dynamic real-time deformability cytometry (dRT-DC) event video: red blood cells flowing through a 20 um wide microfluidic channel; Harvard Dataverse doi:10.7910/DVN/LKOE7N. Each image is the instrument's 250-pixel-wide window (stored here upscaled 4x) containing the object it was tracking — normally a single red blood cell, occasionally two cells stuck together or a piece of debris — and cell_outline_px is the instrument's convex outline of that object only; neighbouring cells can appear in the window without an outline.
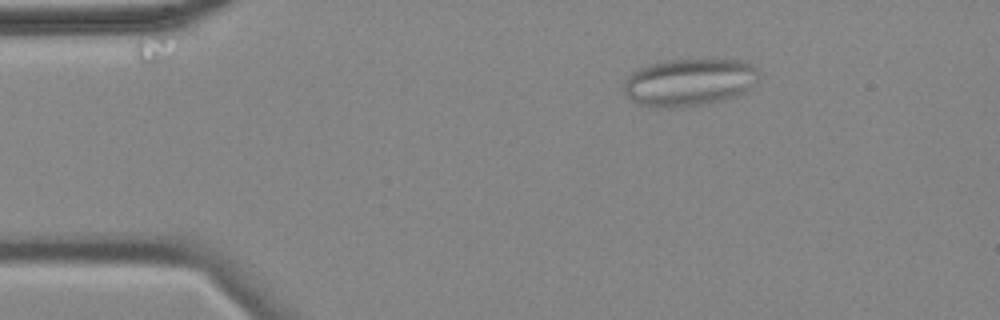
{"species": "common noctule bat (a hibernating species)", "species_latin": "Nyctalus noctula", "temperature_condition": "cold", "stored_images_in_passage": 57, "camera_frame_rate_fps": 3000, "um_per_image_px": 0.085, "animal": {"sex": "female", "body_mass_g": 18.4}, "frame": {"image": 1, "passage_image": 9, "time_ms": 2.667, "image_size_px": [1000, 320], "cell_outline_px": [[760, 76], [756, 84], [744, 92], [736, 96], [720, 100], [700, 104], [656, 108], [640, 104], [632, 100], [624, 92], [624, 80], [632, 72], [640, 68], [664, 60], [700, 56], [748, 60], [760, 72]], "centroid_in_image_um": [58.67, 6.91], "position_along_channel_um": 26.3, "area_um2": 38.38}}
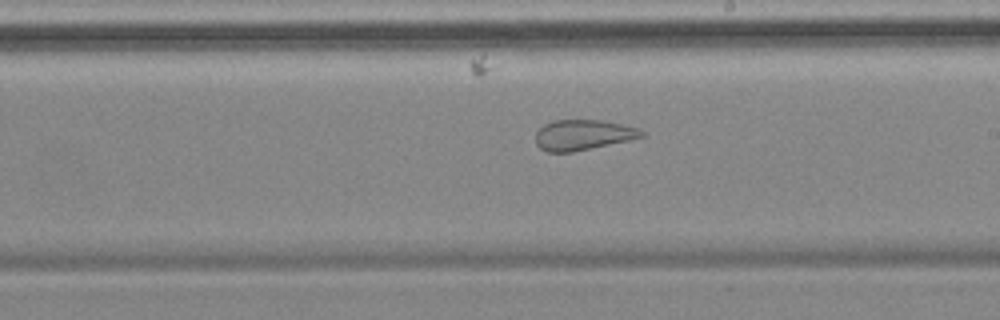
{"frame": {"image": 2, "passage_image": 32, "time_ms": 10.333, "image_size_px": [1000, 320], "cell_outline_px": [[644, 136], [628, 140], [572, 152], [548, 152], [540, 148], [536, 144], [536, 132], [544, 124], [552, 120], [600, 120], [640, 128], [644, 132]], "centroid_in_image_um": [49.53, 11.46], "position_along_channel_um": 239.5, "area_um2": 18.61}}
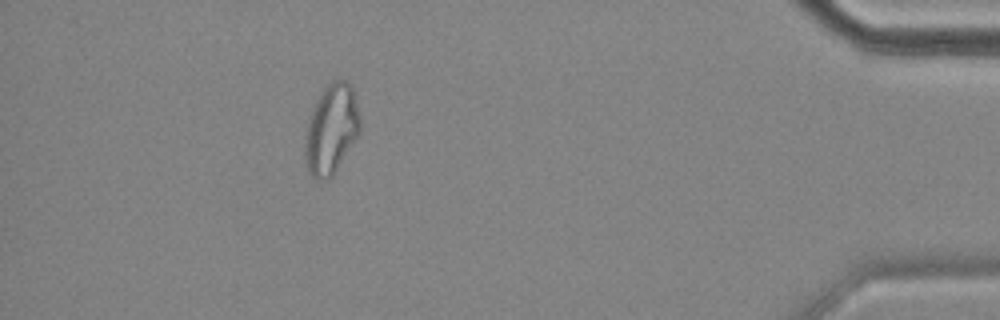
{"frame": {"image": 3, "passage_image": 51, "time_ms": 16.667, "image_size_px": [1000, 320], "cell_outline_px": [[360, 132], [332, 176], [328, 180], [316, 180], [308, 172], [304, 160], [304, 136], [308, 120], [312, 108], [320, 92], [332, 80], [344, 80], [352, 84], [360, 116]], "centroid_in_image_um": [28.14, 10.99], "position_along_channel_um": 407.1, "area_um2": 29.19}, "authors_computed_cell_mechanics": {"area_um2": 27.744, "velocity_mm_per_s": 3.4996, "shape_relaxation_time_tau1_ms": null, "shape_relaxation_time_tau2_ms": 1.2356, "deformation_change_tau1": null, "deformation_change_tau2": 0.0871}}